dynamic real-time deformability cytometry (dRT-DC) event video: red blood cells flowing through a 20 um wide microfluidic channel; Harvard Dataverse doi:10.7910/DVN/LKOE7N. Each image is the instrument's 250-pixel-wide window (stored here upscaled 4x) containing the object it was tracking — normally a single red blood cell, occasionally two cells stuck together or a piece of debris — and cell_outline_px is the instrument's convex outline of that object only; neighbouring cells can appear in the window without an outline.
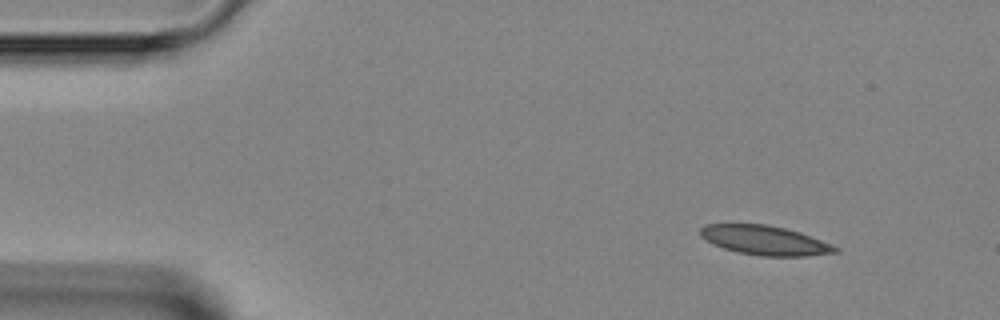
{"species": "Egyptian fruit bat (a non-hibernating species)", "species_latin": "Rousettus aegyptiacus", "temperature_condition": "room temperature", "stored_images_in_passage": 4, "camera_frame_rate_fps": 3000, "um_per_image_px": 0.085, "animal": {"sex": "female"}, "frame": {"image": 1, "passage_image": 1, "time_ms": 0.0, "image_size_px": [1000, 320], "cell_outline_px": [[840, 252], [808, 256], [760, 256], [740, 252], [724, 248], [700, 236], [700, 228], [704, 224], [768, 224], [800, 232], [832, 244], [840, 248]], "centroid_in_image_um": [65.07, 20.42], "position_along_channel_um": 19.9, "area_um2": 23.0}}
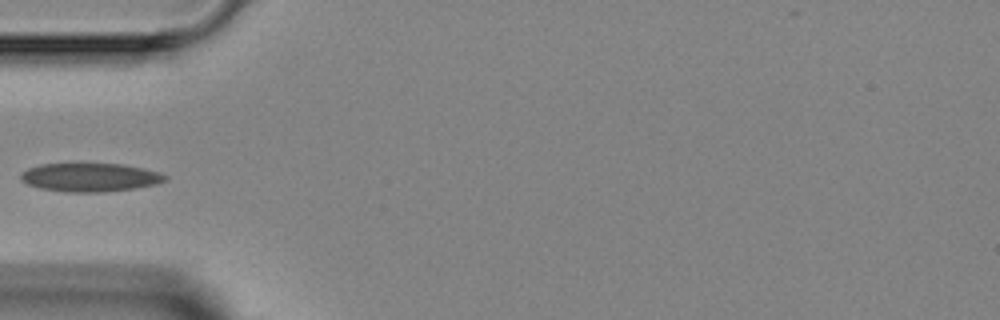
{"frame": {"image": 2, "passage_image": 4, "time_ms": 3.333, "image_size_px": [1000, 320], "cell_outline_px": [[168, 180], [156, 184], [136, 188], [104, 192], [64, 192], [40, 188], [28, 184], [20, 180], [20, 172], [28, 168], [40, 164], [124, 164], [144, 168], [160, 172], [168, 176]], "centroid_in_image_um": [7.67, 15.07], "position_along_channel_um": 77.3, "area_um2": 24.22}}